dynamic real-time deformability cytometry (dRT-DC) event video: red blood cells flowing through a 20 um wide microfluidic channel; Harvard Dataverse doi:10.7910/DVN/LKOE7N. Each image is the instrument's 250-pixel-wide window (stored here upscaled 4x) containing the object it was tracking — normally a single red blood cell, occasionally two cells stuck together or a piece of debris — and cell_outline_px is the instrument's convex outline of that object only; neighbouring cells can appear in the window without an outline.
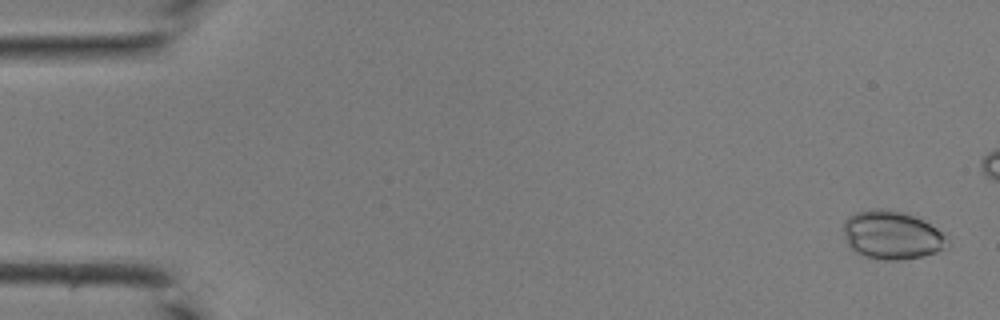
{"species": "common noctule bat (a hibernating species)", "species_latin": "Nyctalus noctula", "temperature_condition": "room temperature", "stored_images_in_passage": 36, "camera_frame_rate_fps": 3000, "um_per_image_px": 0.085, "animal": {"sex": "male", "body_mass_g": 19.0, "forearm_length_mm": 50.8}, "frame": {"image": 1, "passage_image": 2, "time_ms": 0.333, "image_size_px": [1000, 320], "cell_outline_px": [[944, 236], [940, 248], [936, 252], [920, 256], [900, 260], [884, 260], [864, 256], [856, 252], [848, 244], [844, 236], [844, 220], [848, 216], [856, 212], [872, 208], [892, 208], [904, 212], [924, 220], [936, 228]], "centroid_in_image_um": [75.71, 19.94], "position_along_channel_um": 9.3, "area_um2": 28.9}}
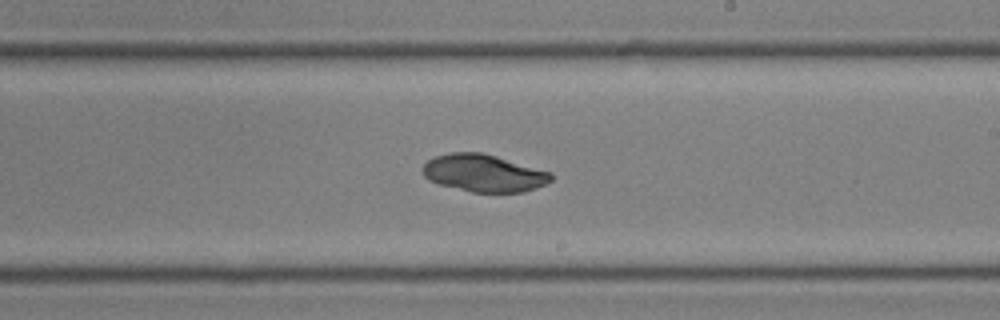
{"frame": {"image": 2, "passage_image": 26, "time_ms": 8.333, "image_size_px": [1000, 320], "cell_outline_px": [[552, 180], [544, 184], [524, 192], [472, 192], [440, 184], [428, 180], [424, 176], [424, 164], [428, 160], [436, 156], [452, 152], [484, 152], [552, 172]], "centroid_in_image_um": [41.14, 14.7], "position_along_channel_um": 247.9, "area_um2": 27.86}}
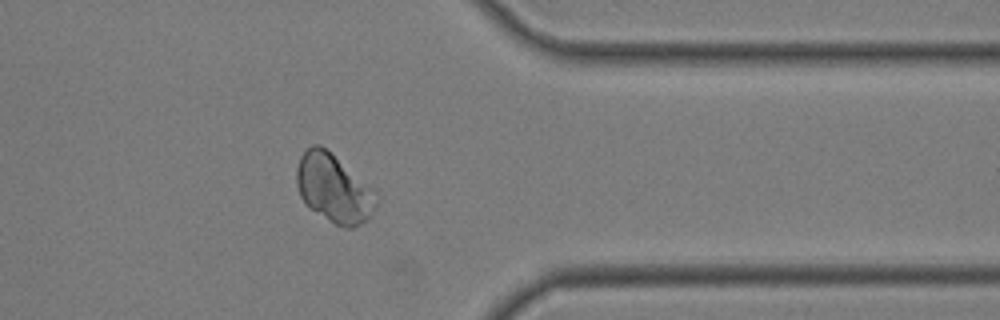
{"frame": {"image": 3, "passage_image": 35, "time_ms": 11.333, "image_size_px": [1000, 320], "cell_outline_px": [[380, 196], [376, 204], [368, 216], [360, 224], [352, 228], [344, 228], [336, 224], [308, 208], [300, 196], [296, 184], [296, 168], [300, 156], [312, 144], [320, 144], [372, 188]], "centroid_in_image_um": [28.33, 16.01], "position_along_channel_um": 383.1, "area_um2": 31.33}}